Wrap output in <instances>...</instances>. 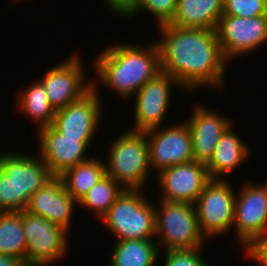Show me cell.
Segmentation results:
<instances>
[{
    "instance_id": "1",
    "label": "cell",
    "mask_w": 267,
    "mask_h": 266,
    "mask_svg": "<svg viewBox=\"0 0 267 266\" xmlns=\"http://www.w3.org/2000/svg\"><path fill=\"white\" fill-rule=\"evenodd\" d=\"M158 27L163 34L156 41L161 71L171 75L187 91L210 85L216 89L223 87L228 61L215 30L181 28L169 23Z\"/></svg>"
},
{
    "instance_id": "2",
    "label": "cell",
    "mask_w": 267,
    "mask_h": 266,
    "mask_svg": "<svg viewBox=\"0 0 267 266\" xmlns=\"http://www.w3.org/2000/svg\"><path fill=\"white\" fill-rule=\"evenodd\" d=\"M147 46L143 49L134 43L109 45L94 61L96 81L115 90L123 99L134 96L161 71L158 44L150 42Z\"/></svg>"
},
{
    "instance_id": "3",
    "label": "cell",
    "mask_w": 267,
    "mask_h": 266,
    "mask_svg": "<svg viewBox=\"0 0 267 266\" xmlns=\"http://www.w3.org/2000/svg\"><path fill=\"white\" fill-rule=\"evenodd\" d=\"M0 153V212H21L54 176L38 155Z\"/></svg>"
},
{
    "instance_id": "4",
    "label": "cell",
    "mask_w": 267,
    "mask_h": 266,
    "mask_svg": "<svg viewBox=\"0 0 267 266\" xmlns=\"http://www.w3.org/2000/svg\"><path fill=\"white\" fill-rule=\"evenodd\" d=\"M109 148L106 174L124 189L143 190L152 171L145 132H124Z\"/></svg>"
},
{
    "instance_id": "5",
    "label": "cell",
    "mask_w": 267,
    "mask_h": 266,
    "mask_svg": "<svg viewBox=\"0 0 267 266\" xmlns=\"http://www.w3.org/2000/svg\"><path fill=\"white\" fill-rule=\"evenodd\" d=\"M142 191L125 189L101 218L117 240L155 238V205Z\"/></svg>"
},
{
    "instance_id": "6",
    "label": "cell",
    "mask_w": 267,
    "mask_h": 266,
    "mask_svg": "<svg viewBox=\"0 0 267 266\" xmlns=\"http://www.w3.org/2000/svg\"><path fill=\"white\" fill-rule=\"evenodd\" d=\"M155 205V237L159 250H190L202 247L204 235L199 229L194 204L160 200ZM161 247V248H160Z\"/></svg>"
},
{
    "instance_id": "7",
    "label": "cell",
    "mask_w": 267,
    "mask_h": 266,
    "mask_svg": "<svg viewBox=\"0 0 267 266\" xmlns=\"http://www.w3.org/2000/svg\"><path fill=\"white\" fill-rule=\"evenodd\" d=\"M226 179H211L194 203L204 237L223 235L234 224L235 193Z\"/></svg>"
},
{
    "instance_id": "8",
    "label": "cell",
    "mask_w": 267,
    "mask_h": 266,
    "mask_svg": "<svg viewBox=\"0 0 267 266\" xmlns=\"http://www.w3.org/2000/svg\"><path fill=\"white\" fill-rule=\"evenodd\" d=\"M26 237V266H46L61 259L69 249L68 232L47 219L22 211Z\"/></svg>"
},
{
    "instance_id": "9",
    "label": "cell",
    "mask_w": 267,
    "mask_h": 266,
    "mask_svg": "<svg viewBox=\"0 0 267 266\" xmlns=\"http://www.w3.org/2000/svg\"><path fill=\"white\" fill-rule=\"evenodd\" d=\"M225 59L253 52L267 42V15L239 17L222 15L215 29Z\"/></svg>"
},
{
    "instance_id": "10",
    "label": "cell",
    "mask_w": 267,
    "mask_h": 266,
    "mask_svg": "<svg viewBox=\"0 0 267 266\" xmlns=\"http://www.w3.org/2000/svg\"><path fill=\"white\" fill-rule=\"evenodd\" d=\"M183 122L164 129L158 127L144 131L150 167L151 170L156 169V174L165 168L194 160L190 128L186 121Z\"/></svg>"
},
{
    "instance_id": "11",
    "label": "cell",
    "mask_w": 267,
    "mask_h": 266,
    "mask_svg": "<svg viewBox=\"0 0 267 266\" xmlns=\"http://www.w3.org/2000/svg\"><path fill=\"white\" fill-rule=\"evenodd\" d=\"M74 54L65 62L52 66L43 78L39 79L55 111L77 101L92 89V80L85 82L86 71L80 57L76 52Z\"/></svg>"
},
{
    "instance_id": "12",
    "label": "cell",
    "mask_w": 267,
    "mask_h": 266,
    "mask_svg": "<svg viewBox=\"0 0 267 266\" xmlns=\"http://www.w3.org/2000/svg\"><path fill=\"white\" fill-rule=\"evenodd\" d=\"M233 226L245 248L267 236V183L244 185L235 198Z\"/></svg>"
},
{
    "instance_id": "13",
    "label": "cell",
    "mask_w": 267,
    "mask_h": 266,
    "mask_svg": "<svg viewBox=\"0 0 267 266\" xmlns=\"http://www.w3.org/2000/svg\"><path fill=\"white\" fill-rule=\"evenodd\" d=\"M178 82L168 73L160 71L135 94L134 127L132 131H147L161 127L168 112L172 86Z\"/></svg>"
},
{
    "instance_id": "14",
    "label": "cell",
    "mask_w": 267,
    "mask_h": 266,
    "mask_svg": "<svg viewBox=\"0 0 267 266\" xmlns=\"http://www.w3.org/2000/svg\"><path fill=\"white\" fill-rule=\"evenodd\" d=\"M38 132L40 146L38 155L54 177H59L71 167L90 159L86 157L85 151L93 138L65 137L52 125L40 128Z\"/></svg>"
},
{
    "instance_id": "15",
    "label": "cell",
    "mask_w": 267,
    "mask_h": 266,
    "mask_svg": "<svg viewBox=\"0 0 267 266\" xmlns=\"http://www.w3.org/2000/svg\"><path fill=\"white\" fill-rule=\"evenodd\" d=\"M94 82L93 80L92 89L83 97L56 111L52 126L65 137H95L100 123L102 102L97 87L99 84Z\"/></svg>"
},
{
    "instance_id": "16",
    "label": "cell",
    "mask_w": 267,
    "mask_h": 266,
    "mask_svg": "<svg viewBox=\"0 0 267 266\" xmlns=\"http://www.w3.org/2000/svg\"><path fill=\"white\" fill-rule=\"evenodd\" d=\"M160 200L194 204L211 180L203 162L190 161L165 168L157 173Z\"/></svg>"
},
{
    "instance_id": "17",
    "label": "cell",
    "mask_w": 267,
    "mask_h": 266,
    "mask_svg": "<svg viewBox=\"0 0 267 266\" xmlns=\"http://www.w3.org/2000/svg\"><path fill=\"white\" fill-rule=\"evenodd\" d=\"M201 104L195 106L191 118L186 122L192 137L194 160L206 163L225 131L234 122Z\"/></svg>"
},
{
    "instance_id": "18",
    "label": "cell",
    "mask_w": 267,
    "mask_h": 266,
    "mask_svg": "<svg viewBox=\"0 0 267 266\" xmlns=\"http://www.w3.org/2000/svg\"><path fill=\"white\" fill-rule=\"evenodd\" d=\"M75 204L78 203L67 193L62 180L54 177L31 196L26 210L47 219L69 233Z\"/></svg>"
},
{
    "instance_id": "19",
    "label": "cell",
    "mask_w": 267,
    "mask_h": 266,
    "mask_svg": "<svg viewBox=\"0 0 267 266\" xmlns=\"http://www.w3.org/2000/svg\"><path fill=\"white\" fill-rule=\"evenodd\" d=\"M233 127L232 124L225 131L211 158L205 163L211 179H227L225 175L232 173L243 161L249 159L250 147L238 137Z\"/></svg>"
},
{
    "instance_id": "20",
    "label": "cell",
    "mask_w": 267,
    "mask_h": 266,
    "mask_svg": "<svg viewBox=\"0 0 267 266\" xmlns=\"http://www.w3.org/2000/svg\"><path fill=\"white\" fill-rule=\"evenodd\" d=\"M223 0H177L169 24L181 28L215 30L222 16Z\"/></svg>"
},
{
    "instance_id": "21",
    "label": "cell",
    "mask_w": 267,
    "mask_h": 266,
    "mask_svg": "<svg viewBox=\"0 0 267 266\" xmlns=\"http://www.w3.org/2000/svg\"><path fill=\"white\" fill-rule=\"evenodd\" d=\"M157 246L153 239L117 240L110 266H156L161 257Z\"/></svg>"
},
{
    "instance_id": "22",
    "label": "cell",
    "mask_w": 267,
    "mask_h": 266,
    "mask_svg": "<svg viewBox=\"0 0 267 266\" xmlns=\"http://www.w3.org/2000/svg\"><path fill=\"white\" fill-rule=\"evenodd\" d=\"M104 175L105 162L91 158L66 170L59 178L67 193L78 203Z\"/></svg>"
},
{
    "instance_id": "23",
    "label": "cell",
    "mask_w": 267,
    "mask_h": 266,
    "mask_svg": "<svg viewBox=\"0 0 267 266\" xmlns=\"http://www.w3.org/2000/svg\"><path fill=\"white\" fill-rule=\"evenodd\" d=\"M26 89L18 94V108L21 114L28 116L31 120L38 124L37 128H43L52 125L55 109L48 101L47 94L42 83L37 79L30 83Z\"/></svg>"
},
{
    "instance_id": "24",
    "label": "cell",
    "mask_w": 267,
    "mask_h": 266,
    "mask_svg": "<svg viewBox=\"0 0 267 266\" xmlns=\"http://www.w3.org/2000/svg\"><path fill=\"white\" fill-rule=\"evenodd\" d=\"M0 254L15 257L26 264L22 211L0 212Z\"/></svg>"
},
{
    "instance_id": "25",
    "label": "cell",
    "mask_w": 267,
    "mask_h": 266,
    "mask_svg": "<svg viewBox=\"0 0 267 266\" xmlns=\"http://www.w3.org/2000/svg\"><path fill=\"white\" fill-rule=\"evenodd\" d=\"M124 190L120 184L106 174L86 193L78 205L88 210L92 209L101 219Z\"/></svg>"
},
{
    "instance_id": "26",
    "label": "cell",
    "mask_w": 267,
    "mask_h": 266,
    "mask_svg": "<svg viewBox=\"0 0 267 266\" xmlns=\"http://www.w3.org/2000/svg\"><path fill=\"white\" fill-rule=\"evenodd\" d=\"M177 0H136L134 5L123 15V17H133L142 11L152 14L157 21V25L169 23L175 15ZM142 10V11H140Z\"/></svg>"
},
{
    "instance_id": "27",
    "label": "cell",
    "mask_w": 267,
    "mask_h": 266,
    "mask_svg": "<svg viewBox=\"0 0 267 266\" xmlns=\"http://www.w3.org/2000/svg\"><path fill=\"white\" fill-rule=\"evenodd\" d=\"M222 15L246 18L267 15V0H223Z\"/></svg>"
},
{
    "instance_id": "28",
    "label": "cell",
    "mask_w": 267,
    "mask_h": 266,
    "mask_svg": "<svg viewBox=\"0 0 267 266\" xmlns=\"http://www.w3.org/2000/svg\"><path fill=\"white\" fill-rule=\"evenodd\" d=\"M201 248L165 251L164 266H208L204 255L199 252Z\"/></svg>"
},
{
    "instance_id": "29",
    "label": "cell",
    "mask_w": 267,
    "mask_h": 266,
    "mask_svg": "<svg viewBox=\"0 0 267 266\" xmlns=\"http://www.w3.org/2000/svg\"><path fill=\"white\" fill-rule=\"evenodd\" d=\"M245 252L248 258L259 262L260 266H267V236L252 241L245 248Z\"/></svg>"
},
{
    "instance_id": "30",
    "label": "cell",
    "mask_w": 267,
    "mask_h": 266,
    "mask_svg": "<svg viewBox=\"0 0 267 266\" xmlns=\"http://www.w3.org/2000/svg\"><path fill=\"white\" fill-rule=\"evenodd\" d=\"M136 0H105L109 10L119 17L123 16L135 3Z\"/></svg>"
},
{
    "instance_id": "31",
    "label": "cell",
    "mask_w": 267,
    "mask_h": 266,
    "mask_svg": "<svg viewBox=\"0 0 267 266\" xmlns=\"http://www.w3.org/2000/svg\"><path fill=\"white\" fill-rule=\"evenodd\" d=\"M0 266H26V264L15 257L0 254Z\"/></svg>"
}]
</instances>
